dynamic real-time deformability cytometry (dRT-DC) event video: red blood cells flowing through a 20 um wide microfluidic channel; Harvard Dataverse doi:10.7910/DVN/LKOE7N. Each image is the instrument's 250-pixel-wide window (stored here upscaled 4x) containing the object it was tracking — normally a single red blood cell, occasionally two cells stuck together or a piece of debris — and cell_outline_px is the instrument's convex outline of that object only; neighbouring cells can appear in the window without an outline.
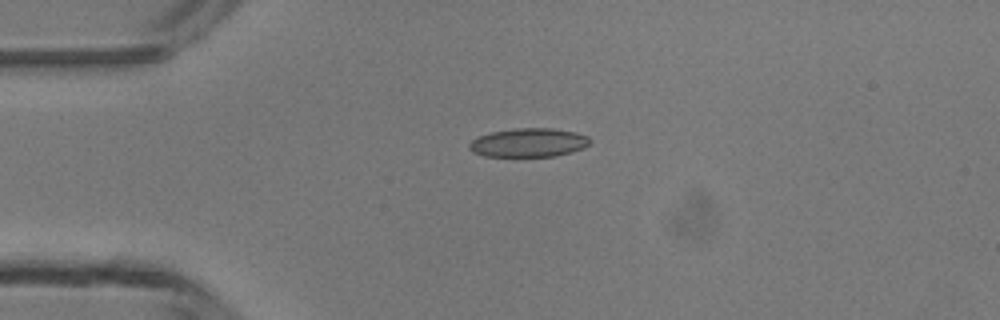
{"species": "common noctule bat (a hibernating species)", "species_latin": "Nyctalus noctula", "temperature_condition": "room temperature", "stored_images_in_passage": 3, "camera_frame_rate_fps": 3000, "um_per_image_px": 0.085, "animal": {"sex": "male", "body_mass_g": 13.3}, "frame": {"image": 1, "passage_image": 1, "time_ms": 0.0, "image_size_px": [1000, 320], "cell_outline_px": [[592, 140], [584, 148], [572, 152], [556, 156], [484, 156], [472, 152], [468, 148], [468, 144], [476, 136], [492, 132], [516, 128], [552, 128], [576, 132], [588, 136]], "centroid_in_image_um": [44.93, 12.12], "position_along_channel_um": 40.1, "area_um2": 20.4}}
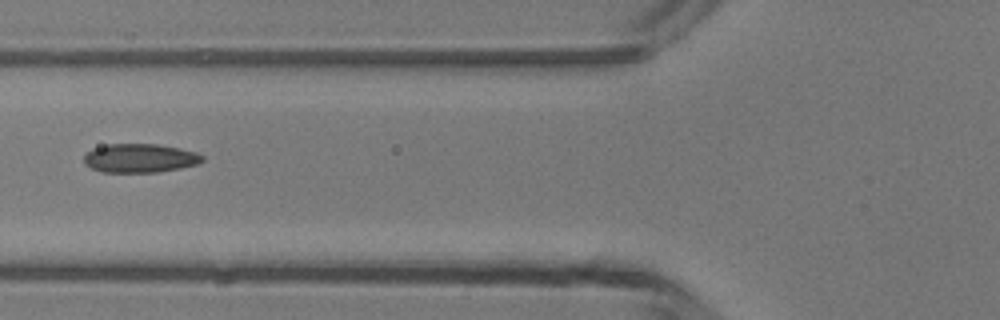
{"frame": {"image": 2, "passage_image": 3, "time_ms": 2.333, "image_size_px": [1000, 320], "cell_outline_px": [[204, 160], [196, 164], [180, 168], [156, 172], [100, 172], [84, 164], [84, 156], [92, 148], [108, 144], [156, 144], [180, 148], [196, 152], [204, 156]], "centroid_in_image_um": [11.88, 13.44], "position_along_channel_um": 113.9, "area_um2": 19.88}}